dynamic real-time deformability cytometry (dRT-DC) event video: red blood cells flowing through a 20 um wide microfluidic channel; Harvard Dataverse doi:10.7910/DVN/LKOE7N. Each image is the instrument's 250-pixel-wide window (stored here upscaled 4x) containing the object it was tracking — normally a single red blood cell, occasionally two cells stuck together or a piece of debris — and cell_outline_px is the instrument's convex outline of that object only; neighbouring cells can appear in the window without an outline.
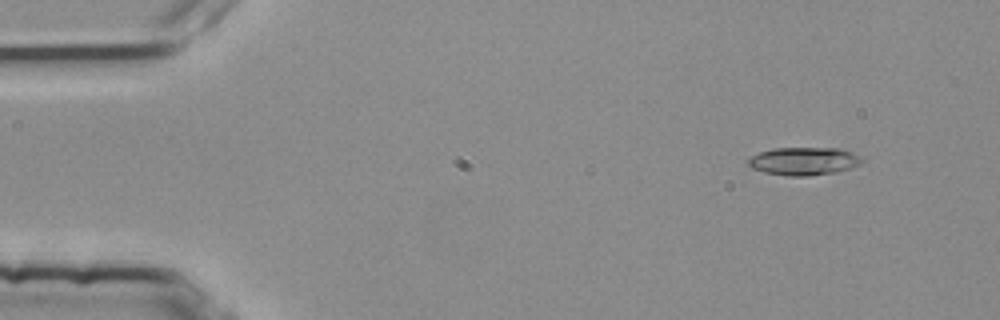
{"species": "common noctule bat (a hibernating species)", "species_latin": "Nyctalus noctula", "temperature_condition": "room temperature", "stored_images_in_passage": 5, "camera_frame_rate_fps": 3000, "um_per_image_px": 0.085, "animal": {"sex": "female", "body_mass_g": 25.1}, "frame": {"image": 1, "passage_image": 2, "time_ms": 0.333, "image_size_px": [1000, 320], "cell_outline_px": [[864, 160], [860, 164], [836, 172], [808, 176], [788, 176], [764, 172], [752, 168], [748, 164], [748, 160], [752, 156], [760, 152], [772, 148], [840, 148], [852, 152], [860, 156]], "centroid_in_image_um": [68.33, 13.69], "position_along_channel_um": 16.7, "area_um2": 18.5}}
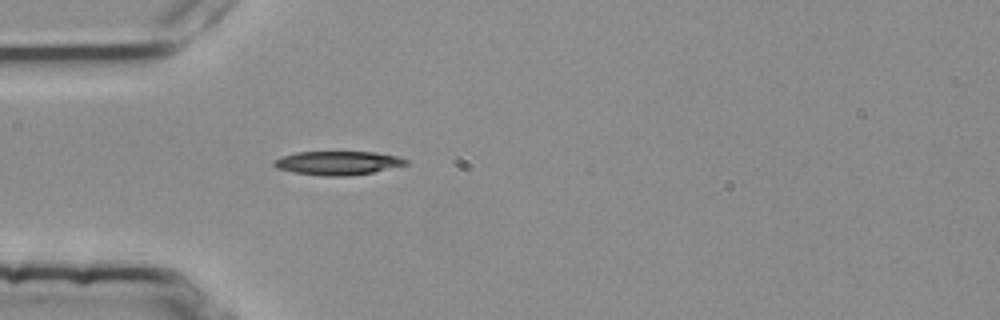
{"frame": {"image": 2, "passage_image": 5, "time_ms": 1.333, "image_size_px": [1000, 320], "cell_outline_px": [[408, 164], [372, 172], [348, 176], [324, 176], [292, 172], [276, 168], [272, 164], [272, 160], [280, 156], [296, 152], [372, 152], [396, 156], [408, 160]], "centroid_in_image_um": [28.63, 13.85], "position_along_channel_um": 56.4, "area_um2": 18.26}}